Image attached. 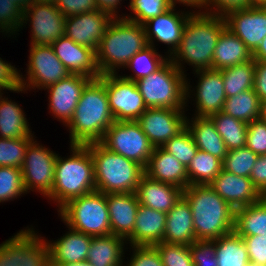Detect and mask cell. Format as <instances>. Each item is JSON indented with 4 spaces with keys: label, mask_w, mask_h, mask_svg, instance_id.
<instances>
[{
    "label": "cell",
    "mask_w": 266,
    "mask_h": 266,
    "mask_svg": "<svg viewBox=\"0 0 266 266\" xmlns=\"http://www.w3.org/2000/svg\"><path fill=\"white\" fill-rule=\"evenodd\" d=\"M174 10L175 8L171 7L163 14L158 15L157 17H153L143 24L146 31V39L148 45H154V38L164 44L171 45L172 48H170L171 50H169L170 55L173 54V52L178 47L181 41L185 23L188 20L189 16L192 14L190 12L189 14L181 13V15L179 13L173 12Z\"/></svg>",
    "instance_id": "cell-22"
},
{
    "label": "cell",
    "mask_w": 266,
    "mask_h": 266,
    "mask_svg": "<svg viewBox=\"0 0 266 266\" xmlns=\"http://www.w3.org/2000/svg\"><path fill=\"white\" fill-rule=\"evenodd\" d=\"M55 4L65 17L98 9L96 0H57Z\"/></svg>",
    "instance_id": "cell-51"
},
{
    "label": "cell",
    "mask_w": 266,
    "mask_h": 266,
    "mask_svg": "<svg viewBox=\"0 0 266 266\" xmlns=\"http://www.w3.org/2000/svg\"><path fill=\"white\" fill-rule=\"evenodd\" d=\"M124 240L113 234L92 237L86 261L94 266H122Z\"/></svg>",
    "instance_id": "cell-31"
},
{
    "label": "cell",
    "mask_w": 266,
    "mask_h": 266,
    "mask_svg": "<svg viewBox=\"0 0 266 266\" xmlns=\"http://www.w3.org/2000/svg\"><path fill=\"white\" fill-rule=\"evenodd\" d=\"M94 163L96 191L104 194L135 193L144 168L128 158L116 154L101 142L85 144Z\"/></svg>",
    "instance_id": "cell-6"
},
{
    "label": "cell",
    "mask_w": 266,
    "mask_h": 266,
    "mask_svg": "<svg viewBox=\"0 0 266 266\" xmlns=\"http://www.w3.org/2000/svg\"><path fill=\"white\" fill-rule=\"evenodd\" d=\"M114 122L105 89V75H101L85 86L73 118L66 125L70 127L71 145L100 142Z\"/></svg>",
    "instance_id": "cell-2"
},
{
    "label": "cell",
    "mask_w": 266,
    "mask_h": 266,
    "mask_svg": "<svg viewBox=\"0 0 266 266\" xmlns=\"http://www.w3.org/2000/svg\"><path fill=\"white\" fill-rule=\"evenodd\" d=\"M169 4L172 7H175L176 2L178 3H183L184 5L187 6H194V7H205V0H168Z\"/></svg>",
    "instance_id": "cell-58"
},
{
    "label": "cell",
    "mask_w": 266,
    "mask_h": 266,
    "mask_svg": "<svg viewBox=\"0 0 266 266\" xmlns=\"http://www.w3.org/2000/svg\"><path fill=\"white\" fill-rule=\"evenodd\" d=\"M34 139L27 146L25 158L21 166L23 184L26 192L36 188L43 196L51 194L54 175L55 163L57 160L56 153L48 150L43 146H38Z\"/></svg>",
    "instance_id": "cell-11"
},
{
    "label": "cell",
    "mask_w": 266,
    "mask_h": 266,
    "mask_svg": "<svg viewBox=\"0 0 266 266\" xmlns=\"http://www.w3.org/2000/svg\"><path fill=\"white\" fill-rule=\"evenodd\" d=\"M260 119L266 121V98L260 100Z\"/></svg>",
    "instance_id": "cell-60"
},
{
    "label": "cell",
    "mask_w": 266,
    "mask_h": 266,
    "mask_svg": "<svg viewBox=\"0 0 266 266\" xmlns=\"http://www.w3.org/2000/svg\"><path fill=\"white\" fill-rule=\"evenodd\" d=\"M50 266H94L88 261L79 263H50Z\"/></svg>",
    "instance_id": "cell-59"
},
{
    "label": "cell",
    "mask_w": 266,
    "mask_h": 266,
    "mask_svg": "<svg viewBox=\"0 0 266 266\" xmlns=\"http://www.w3.org/2000/svg\"><path fill=\"white\" fill-rule=\"evenodd\" d=\"M226 27L253 53L266 36V7L252 6L228 12Z\"/></svg>",
    "instance_id": "cell-16"
},
{
    "label": "cell",
    "mask_w": 266,
    "mask_h": 266,
    "mask_svg": "<svg viewBox=\"0 0 266 266\" xmlns=\"http://www.w3.org/2000/svg\"><path fill=\"white\" fill-rule=\"evenodd\" d=\"M171 7L168 0H131L130 9L136 16L123 18L143 25L149 19L163 14Z\"/></svg>",
    "instance_id": "cell-43"
},
{
    "label": "cell",
    "mask_w": 266,
    "mask_h": 266,
    "mask_svg": "<svg viewBox=\"0 0 266 266\" xmlns=\"http://www.w3.org/2000/svg\"><path fill=\"white\" fill-rule=\"evenodd\" d=\"M194 13L185 23L178 47L169 56L181 72L180 60L193 65L196 71L212 69L214 49L220 34L227 28L224 16L213 15L207 10Z\"/></svg>",
    "instance_id": "cell-1"
},
{
    "label": "cell",
    "mask_w": 266,
    "mask_h": 266,
    "mask_svg": "<svg viewBox=\"0 0 266 266\" xmlns=\"http://www.w3.org/2000/svg\"><path fill=\"white\" fill-rule=\"evenodd\" d=\"M162 148L173 155L186 168L189 166L191 160L195 157L198 147L190 131L185 127L176 136L169 139Z\"/></svg>",
    "instance_id": "cell-40"
},
{
    "label": "cell",
    "mask_w": 266,
    "mask_h": 266,
    "mask_svg": "<svg viewBox=\"0 0 266 266\" xmlns=\"http://www.w3.org/2000/svg\"><path fill=\"white\" fill-rule=\"evenodd\" d=\"M253 90L259 100L266 98V62L255 61Z\"/></svg>",
    "instance_id": "cell-55"
},
{
    "label": "cell",
    "mask_w": 266,
    "mask_h": 266,
    "mask_svg": "<svg viewBox=\"0 0 266 266\" xmlns=\"http://www.w3.org/2000/svg\"><path fill=\"white\" fill-rule=\"evenodd\" d=\"M211 4V5H210ZM215 6L213 15L225 16L228 12L253 6L252 0H205V7Z\"/></svg>",
    "instance_id": "cell-53"
},
{
    "label": "cell",
    "mask_w": 266,
    "mask_h": 266,
    "mask_svg": "<svg viewBox=\"0 0 266 266\" xmlns=\"http://www.w3.org/2000/svg\"><path fill=\"white\" fill-rule=\"evenodd\" d=\"M2 89L22 92L25 89L20 84V74L14 66L0 58V92Z\"/></svg>",
    "instance_id": "cell-52"
},
{
    "label": "cell",
    "mask_w": 266,
    "mask_h": 266,
    "mask_svg": "<svg viewBox=\"0 0 266 266\" xmlns=\"http://www.w3.org/2000/svg\"><path fill=\"white\" fill-rule=\"evenodd\" d=\"M154 46H146L143 50L136 53L128 62L127 66L135 72V76H122L130 81H137L158 70L168 58H163L153 48Z\"/></svg>",
    "instance_id": "cell-39"
},
{
    "label": "cell",
    "mask_w": 266,
    "mask_h": 266,
    "mask_svg": "<svg viewBox=\"0 0 266 266\" xmlns=\"http://www.w3.org/2000/svg\"><path fill=\"white\" fill-rule=\"evenodd\" d=\"M246 147L257 155L266 154V121L259 118L248 123Z\"/></svg>",
    "instance_id": "cell-48"
},
{
    "label": "cell",
    "mask_w": 266,
    "mask_h": 266,
    "mask_svg": "<svg viewBox=\"0 0 266 266\" xmlns=\"http://www.w3.org/2000/svg\"><path fill=\"white\" fill-rule=\"evenodd\" d=\"M0 92V138H33L26 117L17 103L2 98Z\"/></svg>",
    "instance_id": "cell-33"
},
{
    "label": "cell",
    "mask_w": 266,
    "mask_h": 266,
    "mask_svg": "<svg viewBox=\"0 0 266 266\" xmlns=\"http://www.w3.org/2000/svg\"><path fill=\"white\" fill-rule=\"evenodd\" d=\"M57 0H33V2L55 3Z\"/></svg>",
    "instance_id": "cell-63"
},
{
    "label": "cell",
    "mask_w": 266,
    "mask_h": 266,
    "mask_svg": "<svg viewBox=\"0 0 266 266\" xmlns=\"http://www.w3.org/2000/svg\"><path fill=\"white\" fill-rule=\"evenodd\" d=\"M196 241L193 216L188 201L181 196L167 213L163 242L191 245Z\"/></svg>",
    "instance_id": "cell-27"
},
{
    "label": "cell",
    "mask_w": 266,
    "mask_h": 266,
    "mask_svg": "<svg viewBox=\"0 0 266 266\" xmlns=\"http://www.w3.org/2000/svg\"><path fill=\"white\" fill-rule=\"evenodd\" d=\"M199 77L196 93L197 117L221 112L226 100L222 72L214 69L195 71Z\"/></svg>",
    "instance_id": "cell-21"
},
{
    "label": "cell",
    "mask_w": 266,
    "mask_h": 266,
    "mask_svg": "<svg viewBox=\"0 0 266 266\" xmlns=\"http://www.w3.org/2000/svg\"><path fill=\"white\" fill-rule=\"evenodd\" d=\"M250 179L258 191L266 197V154L258 156L250 173Z\"/></svg>",
    "instance_id": "cell-54"
},
{
    "label": "cell",
    "mask_w": 266,
    "mask_h": 266,
    "mask_svg": "<svg viewBox=\"0 0 266 266\" xmlns=\"http://www.w3.org/2000/svg\"><path fill=\"white\" fill-rule=\"evenodd\" d=\"M252 58L255 61L266 62V36L263 38L257 49L252 53Z\"/></svg>",
    "instance_id": "cell-57"
},
{
    "label": "cell",
    "mask_w": 266,
    "mask_h": 266,
    "mask_svg": "<svg viewBox=\"0 0 266 266\" xmlns=\"http://www.w3.org/2000/svg\"><path fill=\"white\" fill-rule=\"evenodd\" d=\"M29 18L32 24L31 45L50 46L65 34L66 17L55 3L31 2L23 10L21 27Z\"/></svg>",
    "instance_id": "cell-13"
},
{
    "label": "cell",
    "mask_w": 266,
    "mask_h": 266,
    "mask_svg": "<svg viewBox=\"0 0 266 266\" xmlns=\"http://www.w3.org/2000/svg\"><path fill=\"white\" fill-rule=\"evenodd\" d=\"M27 73L28 84L20 75V84L24 89L29 86L46 89L70 75L51 45H31Z\"/></svg>",
    "instance_id": "cell-14"
},
{
    "label": "cell",
    "mask_w": 266,
    "mask_h": 266,
    "mask_svg": "<svg viewBox=\"0 0 266 266\" xmlns=\"http://www.w3.org/2000/svg\"><path fill=\"white\" fill-rule=\"evenodd\" d=\"M25 192L21 169L0 167V202L15 199Z\"/></svg>",
    "instance_id": "cell-44"
},
{
    "label": "cell",
    "mask_w": 266,
    "mask_h": 266,
    "mask_svg": "<svg viewBox=\"0 0 266 266\" xmlns=\"http://www.w3.org/2000/svg\"><path fill=\"white\" fill-rule=\"evenodd\" d=\"M208 186L234 210L256 203L264 197L250 177L238 176L223 169Z\"/></svg>",
    "instance_id": "cell-19"
},
{
    "label": "cell",
    "mask_w": 266,
    "mask_h": 266,
    "mask_svg": "<svg viewBox=\"0 0 266 266\" xmlns=\"http://www.w3.org/2000/svg\"><path fill=\"white\" fill-rule=\"evenodd\" d=\"M167 213L139 205L134 230L126 239L131 243V247L154 246L163 242L165 233Z\"/></svg>",
    "instance_id": "cell-25"
},
{
    "label": "cell",
    "mask_w": 266,
    "mask_h": 266,
    "mask_svg": "<svg viewBox=\"0 0 266 266\" xmlns=\"http://www.w3.org/2000/svg\"><path fill=\"white\" fill-rule=\"evenodd\" d=\"M113 17L99 9L66 17L65 36L96 52Z\"/></svg>",
    "instance_id": "cell-17"
},
{
    "label": "cell",
    "mask_w": 266,
    "mask_h": 266,
    "mask_svg": "<svg viewBox=\"0 0 266 266\" xmlns=\"http://www.w3.org/2000/svg\"><path fill=\"white\" fill-rule=\"evenodd\" d=\"M258 156L247 147L228 150L223 159V170L238 176L250 177Z\"/></svg>",
    "instance_id": "cell-41"
},
{
    "label": "cell",
    "mask_w": 266,
    "mask_h": 266,
    "mask_svg": "<svg viewBox=\"0 0 266 266\" xmlns=\"http://www.w3.org/2000/svg\"><path fill=\"white\" fill-rule=\"evenodd\" d=\"M183 109L147 108L136 120L154 147H162L186 127Z\"/></svg>",
    "instance_id": "cell-15"
},
{
    "label": "cell",
    "mask_w": 266,
    "mask_h": 266,
    "mask_svg": "<svg viewBox=\"0 0 266 266\" xmlns=\"http://www.w3.org/2000/svg\"><path fill=\"white\" fill-rule=\"evenodd\" d=\"M241 237L246 243L250 265L266 266V235Z\"/></svg>",
    "instance_id": "cell-49"
},
{
    "label": "cell",
    "mask_w": 266,
    "mask_h": 266,
    "mask_svg": "<svg viewBox=\"0 0 266 266\" xmlns=\"http://www.w3.org/2000/svg\"><path fill=\"white\" fill-rule=\"evenodd\" d=\"M222 112L245 123L259 119L260 100L253 89L226 98Z\"/></svg>",
    "instance_id": "cell-37"
},
{
    "label": "cell",
    "mask_w": 266,
    "mask_h": 266,
    "mask_svg": "<svg viewBox=\"0 0 266 266\" xmlns=\"http://www.w3.org/2000/svg\"><path fill=\"white\" fill-rule=\"evenodd\" d=\"M134 254L127 266H163L161 257L154 246L134 245Z\"/></svg>",
    "instance_id": "cell-50"
},
{
    "label": "cell",
    "mask_w": 266,
    "mask_h": 266,
    "mask_svg": "<svg viewBox=\"0 0 266 266\" xmlns=\"http://www.w3.org/2000/svg\"><path fill=\"white\" fill-rule=\"evenodd\" d=\"M68 228L95 236L111 234L106 194L93 191L68 201L59 209Z\"/></svg>",
    "instance_id": "cell-8"
},
{
    "label": "cell",
    "mask_w": 266,
    "mask_h": 266,
    "mask_svg": "<svg viewBox=\"0 0 266 266\" xmlns=\"http://www.w3.org/2000/svg\"><path fill=\"white\" fill-rule=\"evenodd\" d=\"M169 59L155 72L135 81L147 108L183 109L189 84Z\"/></svg>",
    "instance_id": "cell-7"
},
{
    "label": "cell",
    "mask_w": 266,
    "mask_h": 266,
    "mask_svg": "<svg viewBox=\"0 0 266 266\" xmlns=\"http://www.w3.org/2000/svg\"><path fill=\"white\" fill-rule=\"evenodd\" d=\"M222 169V160L198 150L187 167L189 185H209Z\"/></svg>",
    "instance_id": "cell-36"
},
{
    "label": "cell",
    "mask_w": 266,
    "mask_h": 266,
    "mask_svg": "<svg viewBox=\"0 0 266 266\" xmlns=\"http://www.w3.org/2000/svg\"><path fill=\"white\" fill-rule=\"evenodd\" d=\"M111 234L128 238L135 225L139 201L136 193L106 194Z\"/></svg>",
    "instance_id": "cell-23"
},
{
    "label": "cell",
    "mask_w": 266,
    "mask_h": 266,
    "mask_svg": "<svg viewBox=\"0 0 266 266\" xmlns=\"http://www.w3.org/2000/svg\"><path fill=\"white\" fill-rule=\"evenodd\" d=\"M157 249L163 266H194L189 246L160 242Z\"/></svg>",
    "instance_id": "cell-45"
},
{
    "label": "cell",
    "mask_w": 266,
    "mask_h": 266,
    "mask_svg": "<svg viewBox=\"0 0 266 266\" xmlns=\"http://www.w3.org/2000/svg\"><path fill=\"white\" fill-rule=\"evenodd\" d=\"M12 1L17 3V5L23 10L26 9L31 4V2H33V0H12Z\"/></svg>",
    "instance_id": "cell-61"
},
{
    "label": "cell",
    "mask_w": 266,
    "mask_h": 266,
    "mask_svg": "<svg viewBox=\"0 0 266 266\" xmlns=\"http://www.w3.org/2000/svg\"><path fill=\"white\" fill-rule=\"evenodd\" d=\"M72 155L62 159L57 155L54 183L48 196L58 202L59 209L68 201L96 190L94 163L86 145L72 144Z\"/></svg>",
    "instance_id": "cell-5"
},
{
    "label": "cell",
    "mask_w": 266,
    "mask_h": 266,
    "mask_svg": "<svg viewBox=\"0 0 266 266\" xmlns=\"http://www.w3.org/2000/svg\"><path fill=\"white\" fill-rule=\"evenodd\" d=\"M215 123L218 134L225 142L227 150L246 147V134L248 123L242 122L224 112L210 116Z\"/></svg>",
    "instance_id": "cell-38"
},
{
    "label": "cell",
    "mask_w": 266,
    "mask_h": 266,
    "mask_svg": "<svg viewBox=\"0 0 266 266\" xmlns=\"http://www.w3.org/2000/svg\"><path fill=\"white\" fill-rule=\"evenodd\" d=\"M218 266H251L244 239L234 231L215 239Z\"/></svg>",
    "instance_id": "cell-34"
},
{
    "label": "cell",
    "mask_w": 266,
    "mask_h": 266,
    "mask_svg": "<svg viewBox=\"0 0 266 266\" xmlns=\"http://www.w3.org/2000/svg\"><path fill=\"white\" fill-rule=\"evenodd\" d=\"M194 266H218L214 240H196L189 245Z\"/></svg>",
    "instance_id": "cell-47"
},
{
    "label": "cell",
    "mask_w": 266,
    "mask_h": 266,
    "mask_svg": "<svg viewBox=\"0 0 266 266\" xmlns=\"http://www.w3.org/2000/svg\"><path fill=\"white\" fill-rule=\"evenodd\" d=\"M233 231L239 236L266 235V197L235 210Z\"/></svg>",
    "instance_id": "cell-32"
},
{
    "label": "cell",
    "mask_w": 266,
    "mask_h": 266,
    "mask_svg": "<svg viewBox=\"0 0 266 266\" xmlns=\"http://www.w3.org/2000/svg\"><path fill=\"white\" fill-rule=\"evenodd\" d=\"M105 89L115 121H136L147 109L134 81L117 74L105 75Z\"/></svg>",
    "instance_id": "cell-12"
},
{
    "label": "cell",
    "mask_w": 266,
    "mask_h": 266,
    "mask_svg": "<svg viewBox=\"0 0 266 266\" xmlns=\"http://www.w3.org/2000/svg\"><path fill=\"white\" fill-rule=\"evenodd\" d=\"M149 178L177 186L184 190L189 186L187 168L162 147H154L145 167Z\"/></svg>",
    "instance_id": "cell-24"
},
{
    "label": "cell",
    "mask_w": 266,
    "mask_h": 266,
    "mask_svg": "<svg viewBox=\"0 0 266 266\" xmlns=\"http://www.w3.org/2000/svg\"><path fill=\"white\" fill-rule=\"evenodd\" d=\"M252 59V53L245 43L225 29L218 39L212 59V69L221 70L226 67L242 64Z\"/></svg>",
    "instance_id": "cell-29"
},
{
    "label": "cell",
    "mask_w": 266,
    "mask_h": 266,
    "mask_svg": "<svg viewBox=\"0 0 266 266\" xmlns=\"http://www.w3.org/2000/svg\"><path fill=\"white\" fill-rule=\"evenodd\" d=\"M92 80L85 76L70 74L66 78L47 87L49 89V107L55 117L68 125L73 118L75 108L85 86Z\"/></svg>",
    "instance_id": "cell-18"
},
{
    "label": "cell",
    "mask_w": 266,
    "mask_h": 266,
    "mask_svg": "<svg viewBox=\"0 0 266 266\" xmlns=\"http://www.w3.org/2000/svg\"><path fill=\"white\" fill-rule=\"evenodd\" d=\"M22 16L23 9L17 3L12 0H0V28L3 32L19 31L22 25Z\"/></svg>",
    "instance_id": "cell-46"
},
{
    "label": "cell",
    "mask_w": 266,
    "mask_h": 266,
    "mask_svg": "<svg viewBox=\"0 0 266 266\" xmlns=\"http://www.w3.org/2000/svg\"><path fill=\"white\" fill-rule=\"evenodd\" d=\"M135 193L140 205L168 213L183 195V190L177 186L153 180L144 174Z\"/></svg>",
    "instance_id": "cell-26"
},
{
    "label": "cell",
    "mask_w": 266,
    "mask_h": 266,
    "mask_svg": "<svg viewBox=\"0 0 266 266\" xmlns=\"http://www.w3.org/2000/svg\"><path fill=\"white\" fill-rule=\"evenodd\" d=\"M0 266H50L48 245L32 229L21 230L0 245Z\"/></svg>",
    "instance_id": "cell-10"
},
{
    "label": "cell",
    "mask_w": 266,
    "mask_h": 266,
    "mask_svg": "<svg viewBox=\"0 0 266 266\" xmlns=\"http://www.w3.org/2000/svg\"><path fill=\"white\" fill-rule=\"evenodd\" d=\"M33 138H0V167L21 168L27 146Z\"/></svg>",
    "instance_id": "cell-42"
},
{
    "label": "cell",
    "mask_w": 266,
    "mask_h": 266,
    "mask_svg": "<svg viewBox=\"0 0 266 266\" xmlns=\"http://www.w3.org/2000/svg\"><path fill=\"white\" fill-rule=\"evenodd\" d=\"M55 55L70 74L96 79L101 76L96 64V52L75 43L67 36L57 39L52 45Z\"/></svg>",
    "instance_id": "cell-20"
},
{
    "label": "cell",
    "mask_w": 266,
    "mask_h": 266,
    "mask_svg": "<svg viewBox=\"0 0 266 266\" xmlns=\"http://www.w3.org/2000/svg\"><path fill=\"white\" fill-rule=\"evenodd\" d=\"M116 154L140 164L144 169L153 153L154 146L137 121H115L100 141Z\"/></svg>",
    "instance_id": "cell-9"
},
{
    "label": "cell",
    "mask_w": 266,
    "mask_h": 266,
    "mask_svg": "<svg viewBox=\"0 0 266 266\" xmlns=\"http://www.w3.org/2000/svg\"><path fill=\"white\" fill-rule=\"evenodd\" d=\"M122 0H96L98 9L109 13L113 18L118 17L116 14V10L118 7V3L120 4Z\"/></svg>",
    "instance_id": "cell-56"
},
{
    "label": "cell",
    "mask_w": 266,
    "mask_h": 266,
    "mask_svg": "<svg viewBox=\"0 0 266 266\" xmlns=\"http://www.w3.org/2000/svg\"><path fill=\"white\" fill-rule=\"evenodd\" d=\"M220 71L222 72L224 91L227 98L245 90L253 89L255 76V60L253 58Z\"/></svg>",
    "instance_id": "cell-35"
},
{
    "label": "cell",
    "mask_w": 266,
    "mask_h": 266,
    "mask_svg": "<svg viewBox=\"0 0 266 266\" xmlns=\"http://www.w3.org/2000/svg\"><path fill=\"white\" fill-rule=\"evenodd\" d=\"M189 203L196 240H214L234 230L235 210L208 185H189L182 195Z\"/></svg>",
    "instance_id": "cell-3"
},
{
    "label": "cell",
    "mask_w": 266,
    "mask_h": 266,
    "mask_svg": "<svg viewBox=\"0 0 266 266\" xmlns=\"http://www.w3.org/2000/svg\"><path fill=\"white\" fill-rule=\"evenodd\" d=\"M117 17L106 28L96 50V64L101 75L117 74L116 67L127 66L130 59L148 46L144 26Z\"/></svg>",
    "instance_id": "cell-4"
},
{
    "label": "cell",
    "mask_w": 266,
    "mask_h": 266,
    "mask_svg": "<svg viewBox=\"0 0 266 266\" xmlns=\"http://www.w3.org/2000/svg\"><path fill=\"white\" fill-rule=\"evenodd\" d=\"M194 119L191 120L192 123L186 119V127L190 131L198 150L207 152L223 161L228 150L217 132L215 123L210 117L196 116Z\"/></svg>",
    "instance_id": "cell-30"
},
{
    "label": "cell",
    "mask_w": 266,
    "mask_h": 266,
    "mask_svg": "<svg viewBox=\"0 0 266 266\" xmlns=\"http://www.w3.org/2000/svg\"><path fill=\"white\" fill-rule=\"evenodd\" d=\"M253 6H264L266 7V0H252Z\"/></svg>",
    "instance_id": "cell-62"
},
{
    "label": "cell",
    "mask_w": 266,
    "mask_h": 266,
    "mask_svg": "<svg viewBox=\"0 0 266 266\" xmlns=\"http://www.w3.org/2000/svg\"><path fill=\"white\" fill-rule=\"evenodd\" d=\"M48 243L50 263H79L87 259L92 236L73 230Z\"/></svg>",
    "instance_id": "cell-28"
}]
</instances>
